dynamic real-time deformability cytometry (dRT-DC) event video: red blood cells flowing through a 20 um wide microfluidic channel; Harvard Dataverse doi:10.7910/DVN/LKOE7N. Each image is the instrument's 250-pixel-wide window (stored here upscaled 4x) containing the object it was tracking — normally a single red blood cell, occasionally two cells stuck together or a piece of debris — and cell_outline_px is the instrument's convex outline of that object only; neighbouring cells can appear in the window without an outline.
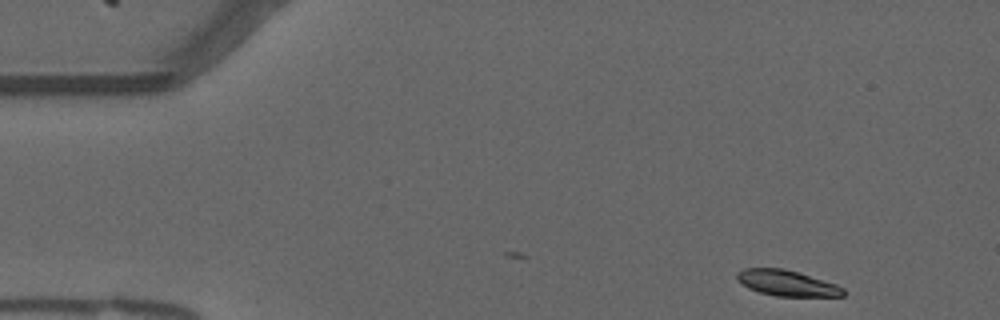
{"species": "common noctule bat (a hibernating species)", "species_latin": "Nyctalus noctula", "temperature_condition": "warm", "stored_images_in_passage": 43, "camera_frame_rate_fps": 3000, "um_per_image_px": 0.085, "animal": {"sex": "male", "forearm_length_mm": 52.5}, "frame": {"image": 1, "passage_image": 1, "time_ms": 0.0, "image_size_px": [1000, 320], "cell_outline_px": [[844, 296], [776, 296], [760, 292], [748, 288], [736, 280], [736, 272], [744, 268], [784, 268], [800, 272], [836, 284], [844, 288]], "centroid_in_image_um": [66.86, 24.05], "position_along_channel_um": 18.1, "area_um2": 16.07}}
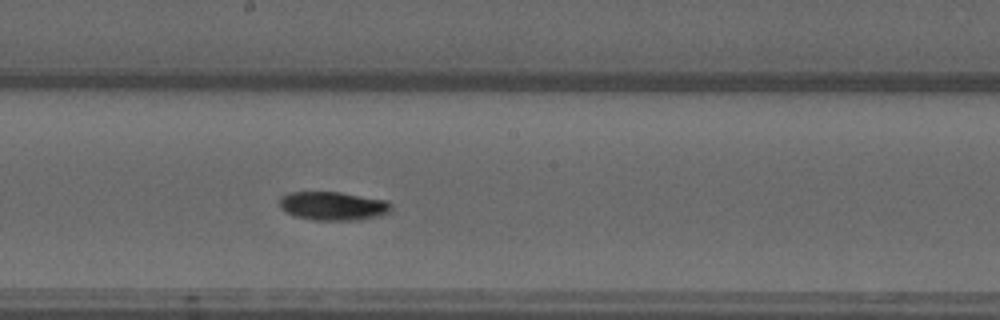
{"frame": {"image": 2, "passage_image": 25, "time_ms": 8.0, "image_size_px": [1000, 320], "cell_outline_px": [[392, 212], [380, 216], [360, 220], [312, 220], [292, 216], [280, 208], [280, 200], [288, 192], [340, 192], [388, 200], [392, 204]], "centroid_in_image_um": [28.36, 17.52], "position_along_channel_um": 219.8, "area_um2": 18.96}}
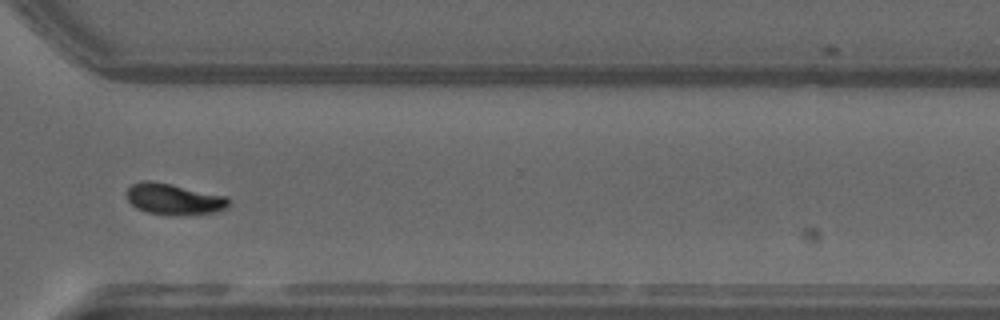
{"frame": {"image": 3, "passage_image": 36, "time_ms": 11.667, "image_size_px": [1000, 320], "cell_outline_px": [[228, 204], [224, 208], [212, 212], [148, 212], [136, 208], [128, 200], [128, 188], [132, 184], [140, 180], [148, 180], [228, 196]], "centroid_in_image_um": [14.73, 16.86], "position_along_channel_um": 355.9, "area_um2": 17.22}, "authors_computed_cell_mechanics": {"area_um2": 17.8602, "velocity_mm_per_s": 3.7087, "shape_relaxation_time_tau1_ms": 5.2963, "shape_relaxation_time_tau2_ms": null, "deformation_change_tau1": 0.1608, "deformation_change_tau2": null}}